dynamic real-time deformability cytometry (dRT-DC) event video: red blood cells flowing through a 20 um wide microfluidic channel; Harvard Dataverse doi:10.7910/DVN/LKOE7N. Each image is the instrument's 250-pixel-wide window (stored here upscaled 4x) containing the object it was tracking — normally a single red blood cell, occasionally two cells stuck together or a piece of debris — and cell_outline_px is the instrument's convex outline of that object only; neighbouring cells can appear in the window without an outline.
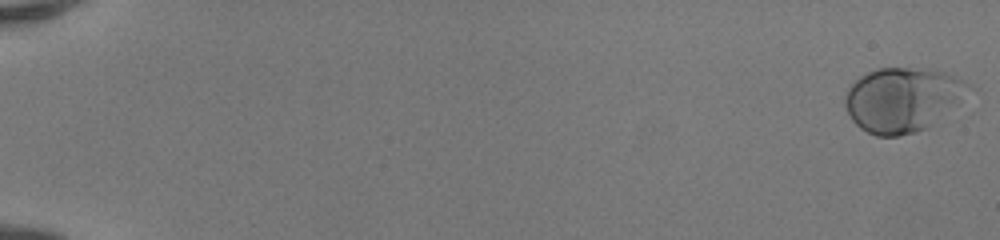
{"species": "human", "species_latin": "Homo sapiens", "temperature_condition": "room temperature", "stored_images_in_passage": 52, "camera_frame_rate_fps": 3000, "um_per_image_px": 0.085, "donor": {"sex": "female"}, "frame": {"image": 1, "passage_image": 1, "time_ms": 0.0, "image_size_px": [1000, 240], "cell_outline_px": [[976, 88], [928, 128], [916, 132], [900, 136], [876, 136], [860, 128], [852, 120], [844, 104], [844, 96], [848, 88], [860, 76], [868, 72], [880, 68], [928, 68], [944, 72], [956, 76], [972, 84]], "centroid_in_image_um": [76.76, 8.45], "position_along_channel_um": 8.2, "area_um2": 46.76}}
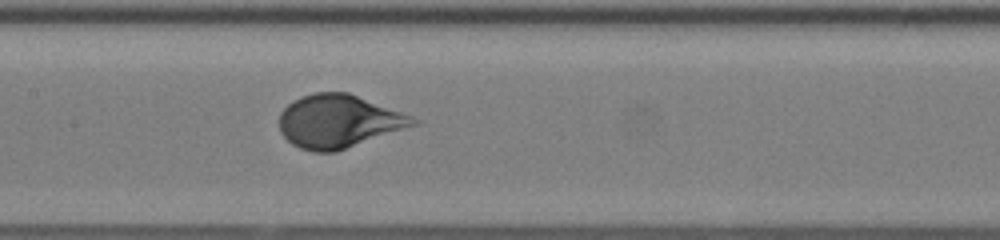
{"frame": {"image": 2, "passage_image": 28, "time_ms": 9.0, "image_size_px": [1000, 240], "cell_outline_px": [[420, 124], [336, 152], [316, 152], [300, 148], [292, 144], [280, 132], [280, 112], [292, 100], [300, 96], [312, 92], [348, 92], [412, 116], [420, 120]], "centroid_in_image_um": [28.79, 10.31], "position_along_channel_um": 178.6, "area_um2": 41.62}}
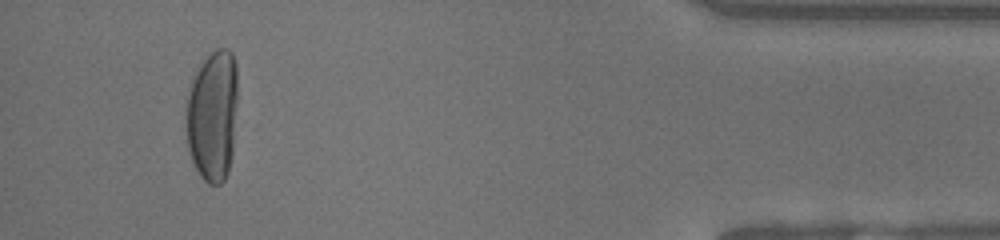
{"frame": {"image": 3, "passage_image": 49, "time_ms": 16.0, "image_size_px": [1000, 240], "cell_outline_px": [[236, 100], [232, 152], [228, 172], [224, 180], [220, 184], [208, 184], [200, 176], [192, 160], [188, 148], [184, 116], [188, 96], [192, 80], [200, 64], [216, 48], [228, 48], [232, 52], [236, 64]], "centroid_in_image_um": [18.05, 9.82], "position_along_channel_um": 417.2, "area_um2": 39.48}, "authors_computed_cell_mechanics": {"area_um2": 41.8761, "velocity_mm_per_s": 4.1278, "shape_relaxation_time_tau1_ms": 3.3095, "shape_relaxation_time_tau2_ms": null, "deformation_change_tau1": 0.2014, "deformation_change_tau2": null}}